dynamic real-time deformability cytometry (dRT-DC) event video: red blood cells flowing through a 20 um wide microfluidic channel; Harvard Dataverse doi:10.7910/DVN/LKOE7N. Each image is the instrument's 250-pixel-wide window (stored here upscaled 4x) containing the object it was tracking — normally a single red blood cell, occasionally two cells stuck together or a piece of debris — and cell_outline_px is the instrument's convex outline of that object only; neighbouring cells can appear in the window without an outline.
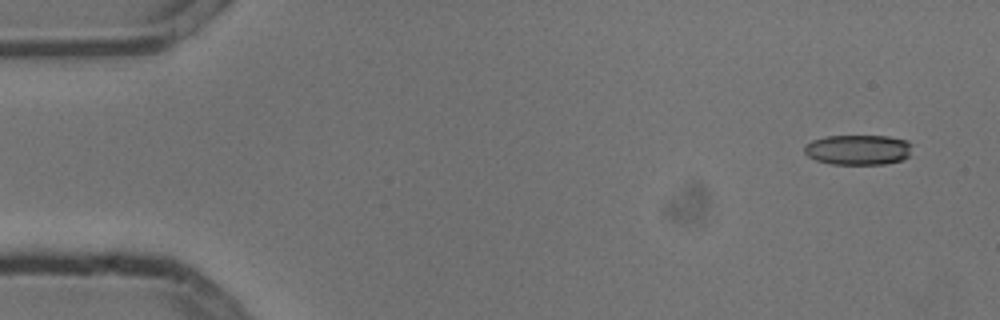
{"species": "common noctule bat (a hibernating species)", "species_latin": "Nyctalus noctula", "temperature_condition": "cold", "stored_images_in_passage": 4, "camera_frame_rate_fps": 3000, "um_per_image_px": 0.085, "animal": {"sex": "male", "body_mass_g": 13.3}, "frame": {"image": 1, "passage_image": 1, "time_ms": 0.0, "image_size_px": [1000, 320], "cell_outline_px": [[912, 144], [908, 156], [904, 160], [884, 164], [832, 164], [816, 160], [808, 156], [804, 152], [804, 144], [812, 140], [828, 136], [888, 136], [908, 140]], "centroid_in_image_um": [72.95, 12.73], "position_along_channel_um": 12.1, "area_um2": 19.07}}
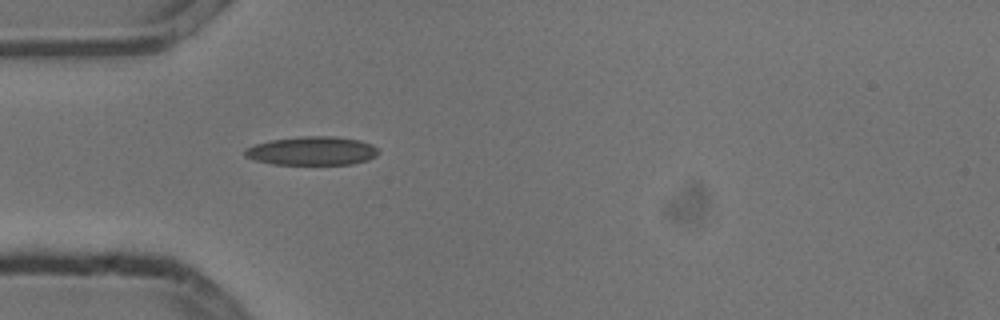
{"frame": {"image": 2, "passage_image": 4, "time_ms": 1.0, "image_size_px": [1000, 320], "cell_outline_px": [[380, 152], [376, 156], [368, 160], [352, 164], [272, 164], [256, 160], [244, 156], [244, 148], [256, 144], [272, 140], [300, 136], [336, 136], [360, 140], [372, 144]], "centroid_in_image_um": [26.54, 12.82], "position_along_channel_um": 58.5, "area_um2": 22.37}}